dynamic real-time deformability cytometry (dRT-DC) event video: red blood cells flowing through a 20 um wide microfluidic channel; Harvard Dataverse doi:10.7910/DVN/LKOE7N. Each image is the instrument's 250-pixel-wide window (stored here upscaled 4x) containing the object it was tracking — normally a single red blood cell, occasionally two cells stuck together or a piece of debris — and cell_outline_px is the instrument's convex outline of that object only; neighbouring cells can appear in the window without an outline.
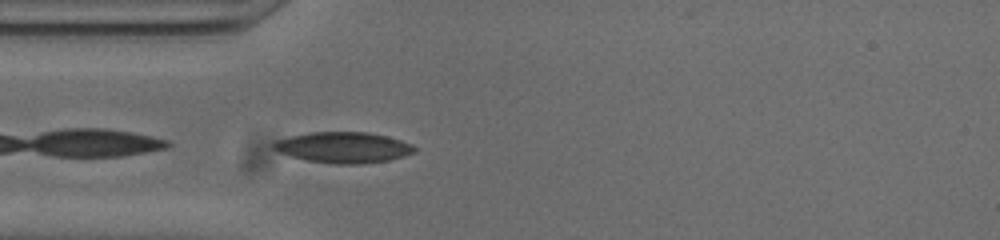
{"species": "common noctule bat (a hibernating species)", "species_latin": "Nyctalus noctula", "temperature_condition": "cold", "stored_images_in_passage": 36, "camera_frame_rate_fps": 3000, "um_per_image_px": 0.085, "animal": {"sex": "male", "body_mass_g": 20.0, "forearm_length_mm": 53.3}, "frame": {"image": 1, "passage_image": 1, "time_ms": 0.0, "image_size_px": [1000, 240], "cell_outline_px": [[416, 152], [404, 156], [388, 160], [356, 164], [336, 164], [308, 160], [292, 156], [280, 152], [272, 148], [272, 144], [276, 140], [292, 136], [312, 132], [368, 132], [388, 136], [412, 144], [416, 148]], "centroid_in_image_um": [29.22, 12.52], "position_along_channel_um": 55.8, "area_um2": 25.14}}
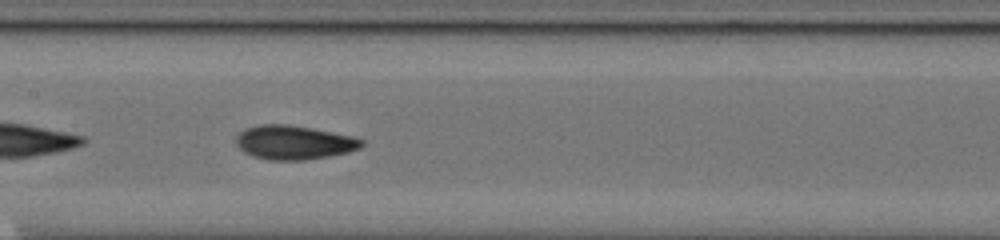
{"frame": {"image": 2, "passage_image": 11, "time_ms": 3.333, "image_size_px": [1000, 240], "cell_outline_px": [[364, 144], [360, 148], [348, 152], [328, 156], [304, 160], [268, 160], [252, 156], [244, 152], [236, 144], [236, 136], [244, 128], [260, 124], [288, 124], [312, 128], [352, 136], [364, 140]], "centroid_in_image_um": [24.96, 12.1], "position_along_channel_um": 182.4, "area_um2": 24.97}}
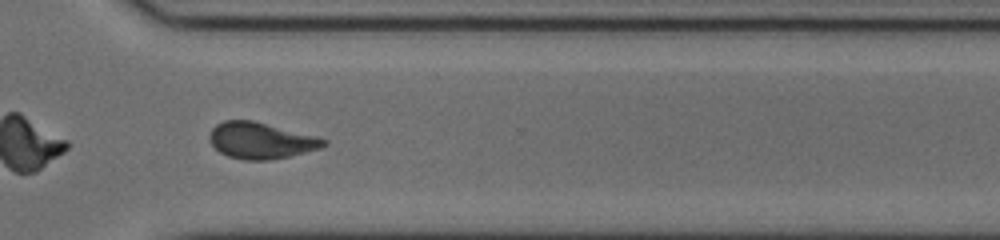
{"frame": {"image": 3, "passage_image": 24, "time_ms": 7.667, "image_size_px": [1000, 240], "cell_outline_px": [[328, 144], [320, 148], [288, 156], [268, 160], [244, 160], [228, 156], [220, 152], [208, 140], [208, 136], [212, 128], [216, 124], [224, 120], [252, 120], [316, 136], [328, 140]], "centroid_in_image_um": [22.15, 11.94], "position_along_channel_um": 348.5, "area_um2": 24.04}, "authors_computed_cell_mechanics": {"area_um2": 23.9292, "velocity_mm_per_s": 3.8312, "shape_relaxation_time_tau1_ms": 5.1978, "shape_relaxation_time_tau2_ms": 4.253, "deformation_change_tau1": 0.1568, "deformation_change_tau2": 0.0987}}